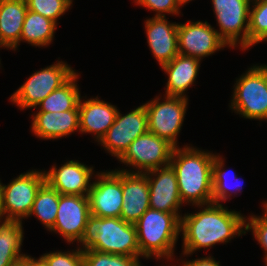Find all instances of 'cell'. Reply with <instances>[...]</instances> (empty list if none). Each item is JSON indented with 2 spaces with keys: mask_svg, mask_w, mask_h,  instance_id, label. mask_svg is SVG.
I'll return each instance as SVG.
<instances>
[{
  "mask_svg": "<svg viewBox=\"0 0 267 266\" xmlns=\"http://www.w3.org/2000/svg\"><path fill=\"white\" fill-rule=\"evenodd\" d=\"M174 148L168 141L148 131L130 144L119 161L138 169L135 173H145L170 165Z\"/></svg>",
  "mask_w": 267,
  "mask_h": 266,
  "instance_id": "10",
  "label": "cell"
},
{
  "mask_svg": "<svg viewBox=\"0 0 267 266\" xmlns=\"http://www.w3.org/2000/svg\"><path fill=\"white\" fill-rule=\"evenodd\" d=\"M144 104L148 116V131L168 141L175 148L177 136L184 122L188 98L164 95Z\"/></svg>",
  "mask_w": 267,
  "mask_h": 266,
  "instance_id": "8",
  "label": "cell"
},
{
  "mask_svg": "<svg viewBox=\"0 0 267 266\" xmlns=\"http://www.w3.org/2000/svg\"><path fill=\"white\" fill-rule=\"evenodd\" d=\"M245 219V231L252 230L254 238L258 241L264 249V261L267 260V214L264 212L263 216H254Z\"/></svg>",
  "mask_w": 267,
  "mask_h": 266,
  "instance_id": "32",
  "label": "cell"
},
{
  "mask_svg": "<svg viewBox=\"0 0 267 266\" xmlns=\"http://www.w3.org/2000/svg\"><path fill=\"white\" fill-rule=\"evenodd\" d=\"M192 146L174 148L170 165L178 182L181 201L192 206L213 203V161L215 154Z\"/></svg>",
  "mask_w": 267,
  "mask_h": 266,
  "instance_id": "2",
  "label": "cell"
},
{
  "mask_svg": "<svg viewBox=\"0 0 267 266\" xmlns=\"http://www.w3.org/2000/svg\"><path fill=\"white\" fill-rule=\"evenodd\" d=\"M79 243H82V247H79L82 251L92 249L102 253L140 258L135 225L117 217L90 215Z\"/></svg>",
  "mask_w": 267,
  "mask_h": 266,
  "instance_id": "3",
  "label": "cell"
},
{
  "mask_svg": "<svg viewBox=\"0 0 267 266\" xmlns=\"http://www.w3.org/2000/svg\"><path fill=\"white\" fill-rule=\"evenodd\" d=\"M202 210L181 216L183 255H191L201 248L217 243H228L233 237L246 234L245 218L240 212L230 211L222 204L197 206Z\"/></svg>",
  "mask_w": 267,
  "mask_h": 266,
  "instance_id": "1",
  "label": "cell"
},
{
  "mask_svg": "<svg viewBox=\"0 0 267 266\" xmlns=\"http://www.w3.org/2000/svg\"><path fill=\"white\" fill-rule=\"evenodd\" d=\"M222 156L215 155L213 161V192H212V200L213 203L219 204L220 201L224 202L228 199H231L232 193L234 196L237 195L238 191H241L242 181L237 177L233 172L224 170V160L221 158ZM232 174V175H231ZM233 178L235 181L232 185L229 184L228 178ZM231 186V187H230ZM233 186V187H232Z\"/></svg>",
  "mask_w": 267,
  "mask_h": 266,
  "instance_id": "27",
  "label": "cell"
},
{
  "mask_svg": "<svg viewBox=\"0 0 267 266\" xmlns=\"http://www.w3.org/2000/svg\"><path fill=\"white\" fill-rule=\"evenodd\" d=\"M177 33L178 51L184 56L201 60L226 46L229 47L207 21L178 23Z\"/></svg>",
  "mask_w": 267,
  "mask_h": 266,
  "instance_id": "13",
  "label": "cell"
},
{
  "mask_svg": "<svg viewBox=\"0 0 267 266\" xmlns=\"http://www.w3.org/2000/svg\"><path fill=\"white\" fill-rule=\"evenodd\" d=\"M230 108L246 119L267 121V65H253L234 85Z\"/></svg>",
  "mask_w": 267,
  "mask_h": 266,
  "instance_id": "5",
  "label": "cell"
},
{
  "mask_svg": "<svg viewBox=\"0 0 267 266\" xmlns=\"http://www.w3.org/2000/svg\"><path fill=\"white\" fill-rule=\"evenodd\" d=\"M137 257L83 250V266H141Z\"/></svg>",
  "mask_w": 267,
  "mask_h": 266,
  "instance_id": "29",
  "label": "cell"
},
{
  "mask_svg": "<svg viewBox=\"0 0 267 266\" xmlns=\"http://www.w3.org/2000/svg\"><path fill=\"white\" fill-rule=\"evenodd\" d=\"M76 72L63 61L47 66L32 74L10 97L21 109L37 105L55 89L64 85Z\"/></svg>",
  "mask_w": 267,
  "mask_h": 266,
  "instance_id": "6",
  "label": "cell"
},
{
  "mask_svg": "<svg viewBox=\"0 0 267 266\" xmlns=\"http://www.w3.org/2000/svg\"><path fill=\"white\" fill-rule=\"evenodd\" d=\"M90 216L88 196L60 194L58 212L50 230L62 235L66 242H80Z\"/></svg>",
  "mask_w": 267,
  "mask_h": 266,
  "instance_id": "14",
  "label": "cell"
},
{
  "mask_svg": "<svg viewBox=\"0 0 267 266\" xmlns=\"http://www.w3.org/2000/svg\"><path fill=\"white\" fill-rule=\"evenodd\" d=\"M147 42L159 65L169 63L178 51V23H170L166 17H152L145 21Z\"/></svg>",
  "mask_w": 267,
  "mask_h": 266,
  "instance_id": "18",
  "label": "cell"
},
{
  "mask_svg": "<svg viewBox=\"0 0 267 266\" xmlns=\"http://www.w3.org/2000/svg\"><path fill=\"white\" fill-rule=\"evenodd\" d=\"M79 75L76 72L64 85L55 89L37 106L38 112H65L73 110L79 103L80 91L76 84Z\"/></svg>",
  "mask_w": 267,
  "mask_h": 266,
  "instance_id": "25",
  "label": "cell"
},
{
  "mask_svg": "<svg viewBox=\"0 0 267 266\" xmlns=\"http://www.w3.org/2000/svg\"><path fill=\"white\" fill-rule=\"evenodd\" d=\"M251 0H212L213 11L220 27L218 35L229 48L239 44L248 50V29Z\"/></svg>",
  "mask_w": 267,
  "mask_h": 266,
  "instance_id": "9",
  "label": "cell"
},
{
  "mask_svg": "<svg viewBox=\"0 0 267 266\" xmlns=\"http://www.w3.org/2000/svg\"><path fill=\"white\" fill-rule=\"evenodd\" d=\"M57 24L41 14L27 10L21 31L20 42H27L35 47L51 44Z\"/></svg>",
  "mask_w": 267,
  "mask_h": 266,
  "instance_id": "24",
  "label": "cell"
},
{
  "mask_svg": "<svg viewBox=\"0 0 267 266\" xmlns=\"http://www.w3.org/2000/svg\"><path fill=\"white\" fill-rule=\"evenodd\" d=\"M200 62L197 58L178 54L169 63L162 65L168 75L165 95L186 98L185 91L194 84Z\"/></svg>",
  "mask_w": 267,
  "mask_h": 266,
  "instance_id": "21",
  "label": "cell"
},
{
  "mask_svg": "<svg viewBox=\"0 0 267 266\" xmlns=\"http://www.w3.org/2000/svg\"><path fill=\"white\" fill-rule=\"evenodd\" d=\"M182 266H220V261H216L213 257L207 256L192 261L182 262Z\"/></svg>",
  "mask_w": 267,
  "mask_h": 266,
  "instance_id": "34",
  "label": "cell"
},
{
  "mask_svg": "<svg viewBox=\"0 0 267 266\" xmlns=\"http://www.w3.org/2000/svg\"><path fill=\"white\" fill-rule=\"evenodd\" d=\"M263 207H264V212L267 214V202L265 201V203H263Z\"/></svg>",
  "mask_w": 267,
  "mask_h": 266,
  "instance_id": "38",
  "label": "cell"
},
{
  "mask_svg": "<svg viewBox=\"0 0 267 266\" xmlns=\"http://www.w3.org/2000/svg\"><path fill=\"white\" fill-rule=\"evenodd\" d=\"M134 3L156 11L154 17H166L165 13L179 15V9L183 6L179 0H134Z\"/></svg>",
  "mask_w": 267,
  "mask_h": 266,
  "instance_id": "33",
  "label": "cell"
},
{
  "mask_svg": "<svg viewBox=\"0 0 267 266\" xmlns=\"http://www.w3.org/2000/svg\"><path fill=\"white\" fill-rule=\"evenodd\" d=\"M121 171L123 202L120 218L134 224L150 208L149 183L144 173L126 169Z\"/></svg>",
  "mask_w": 267,
  "mask_h": 266,
  "instance_id": "17",
  "label": "cell"
},
{
  "mask_svg": "<svg viewBox=\"0 0 267 266\" xmlns=\"http://www.w3.org/2000/svg\"><path fill=\"white\" fill-rule=\"evenodd\" d=\"M72 0H26L27 9L51 19L57 24L58 18L72 5Z\"/></svg>",
  "mask_w": 267,
  "mask_h": 266,
  "instance_id": "30",
  "label": "cell"
},
{
  "mask_svg": "<svg viewBox=\"0 0 267 266\" xmlns=\"http://www.w3.org/2000/svg\"><path fill=\"white\" fill-rule=\"evenodd\" d=\"M134 225L141 257L173 259L181 227L175 214L149 208Z\"/></svg>",
  "mask_w": 267,
  "mask_h": 266,
  "instance_id": "4",
  "label": "cell"
},
{
  "mask_svg": "<svg viewBox=\"0 0 267 266\" xmlns=\"http://www.w3.org/2000/svg\"><path fill=\"white\" fill-rule=\"evenodd\" d=\"M93 172V167L70 160L59 168L53 165L49 171H44L45 182L60 194L88 196Z\"/></svg>",
  "mask_w": 267,
  "mask_h": 266,
  "instance_id": "16",
  "label": "cell"
},
{
  "mask_svg": "<svg viewBox=\"0 0 267 266\" xmlns=\"http://www.w3.org/2000/svg\"><path fill=\"white\" fill-rule=\"evenodd\" d=\"M179 1L182 3V5H184L185 3H188V2H190L192 0H179Z\"/></svg>",
  "mask_w": 267,
  "mask_h": 266,
  "instance_id": "39",
  "label": "cell"
},
{
  "mask_svg": "<svg viewBox=\"0 0 267 266\" xmlns=\"http://www.w3.org/2000/svg\"><path fill=\"white\" fill-rule=\"evenodd\" d=\"M60 193L46 182L38 190L29 217L35 215L41 223L51 230L56 221Z\"/></svg>",
  "mask_w": 267,
  "mask_h": 266,
  "instance_id": "26",
  "label": "cell"
},
{
  "mask_svg": "<svg viewBox=\"0 0 267 266\" xmlns=\"http://www.w3.org/2000/svg\"><path fill=\"white\" fill-rule=\"evenodd\" d=\"M29 266H47V265L40 257L39 259H35L29 255Z\"/></svg>",
  "mask_w": 267,
  "mask_h": 266,
  "instance_id": "35",
  "label": "cell"
},
{
  "mask_svg": "<svg viewBox=\"0 0 267 266\" xmlns=\"http://www.w3.org/2000/svg\"><path fill=\"white\" fill-rule=\"evenodd\" d=\"M27 10L26 0H0V48H18Z\"/></svg>",
  "mask_w": 267,
  "mask_h": 266,
  "instance_id": "22",
  "label": "cell"
},
{
  "mask_svg": "<svg viewBox=\"0 0 267 266\" xmlns=\"http://www.w3.org/2000/svg\"><path fill=\"white\" fill-rule=\"evenodd\" d=\"M252 4L249 16L248 48L267 41V0H253Z\"/></svg>",
  "mask_w": 267,
  "mask_h": 266,
  "instance_id": "28",
  "label": "cell"
},
{
  "mask_svg": "<svg viewBox=\"0 0 267 266\" xmlns=\"http://www.w3.org/2000/svg\"><path fill=\"white\" fill-rule=\"evenodd\" d=\"M148 132V116L144 104L123 115L117 112L114 123L99 144L104 146L111 156L120 159L130 144L139 136Z\"/></svg>",
  "mask_w": 267,
  "mask_h": 266,
  "instance_id": "11",
  "label": "cell"
},
{
  "mask_svg": "<svg viewBox=\"0 0 267 266\" xmlns=\"http://www.w3.org/2000/svg\"><path fill=\"white\" fill-rule=\"evenodd\" d=\"M3 213H2V183L0 181V221L3 220Z\"/></svg>",
  "mask_w": 267,
  "mask_h": 266,
  "instance_id": "37",
  "label": "cell"
},
{
  "mask_svg": "<svg viewBox=\"0 0 267 266\" xmlns=\"http://www.w3.org/2000/svg\"><path fill=\"white\" fill-rule=\"evenodd\" d=\"M144 174L149 183L150 208L173 213L181 220L182 215L178 211L183 203L178 190L176 173L172 166L156 168Z\"/></svg>",
  "mask_w": 267,
  "mask_h": 266,
  "instance_id": "15",
  "label": "cell"
},
{
  "mask_svg": "<svg viewBox=\"0 0 267 266\" xmlns=\"http://www.w3.org/2000/svg\"><path fill=\"white\" fill-rule=\"evenodd\" d=\"M88 193L90 215L95 217L121 216L122 171L99 172Z\"/></svg>",
  "mask_w": 267,
  "mask_h": 266,
  "instance_id": "12",
  "label": "cell"
},
{
  "mask_svg": "<svg viewBox=\"0 0 267 266\" xmlns=\"http://www.w3.org/2000/svg\"><path fill=\"white\" fill-rule=\"evenodd\" d=\"M81 98L78 103L79 132L92 133L96 141L100 142L114 123L118 109L115 105L100 100L98 97L84 102Z\"/></svg>",
  "mask_w": 267,
  "mask_h": 266,
  "instance_id": "19",
  "label": "cell"
},
{
  "mask_svg": "<svg viewBox=\"0 0 267 266\" xmlns=\"http://www.w3.org/2000/svg\"><path fill=\"white\" fill-rule=\"evenodd\" d=\"M13 266H29V255L15 263Z\"/></svg>",
  "mask_w": 267,
  "mask_h": 266,
  "instance_id": "36",
  "label": "cell"
},
{
  "mask_svg": "<svg viewBox=\"0 0 267 266\" xmlns=\"http://www.w3.org/2000/svg\"><path fill=\"white\" fill-rule=\"evenodd\" d=\"M32 132L41 139H58L79 131V108L61 112H37L32 115Z\"/></svg>",
  "mask_w": 267,
  "mask_h": 266,
  "instance_id": "20",
  "label": "cell"
},
{
  "mask_svg": "<svg viewBox=\"0 0 267 266\" xmlns=\"http://www.w3.org/2000/svg\"><path fill=\"white\" fill-rule=\"evenodd\" d=\"M23 234L21 221H0V266H13L27 256L21 253Z\"/></svg>",
  "mask_w": 267,
  "mask_h": 266,
  "instance_id": "23",
  "label": "cell"
},
{
  "mask_svg": "<svg viewBox=\"0 0 267 266\" xmlns=\"http://www.w3.org/2000/svg\"><path fill=\"white\" fill-rule=\"evenodd\" d=\"M40 258L47 266H83V251L79 247L67 252H49Z\"/></svg>",
  "mask_w": 267,
  "mask_h": 266,
  "instance_id": "31",
  "label": "cell"
},
{
  "mask_svg": "<svg viewBox=\"0 0 267 266\" xmlns=\"http://www.w3.org/2000/svg\"><path fill=\"white\" fill-rule=\"evenodd\" d=\"M44 183V171L31 170L20 174L7 185L2 184L4 221L22 222V219L29 217L36 194Z\"/></svg>",
  "mask_w": 267,
  "mask_h": 266,
  "instance_id": "7",
  "label": "cell"
}]
</instances>
